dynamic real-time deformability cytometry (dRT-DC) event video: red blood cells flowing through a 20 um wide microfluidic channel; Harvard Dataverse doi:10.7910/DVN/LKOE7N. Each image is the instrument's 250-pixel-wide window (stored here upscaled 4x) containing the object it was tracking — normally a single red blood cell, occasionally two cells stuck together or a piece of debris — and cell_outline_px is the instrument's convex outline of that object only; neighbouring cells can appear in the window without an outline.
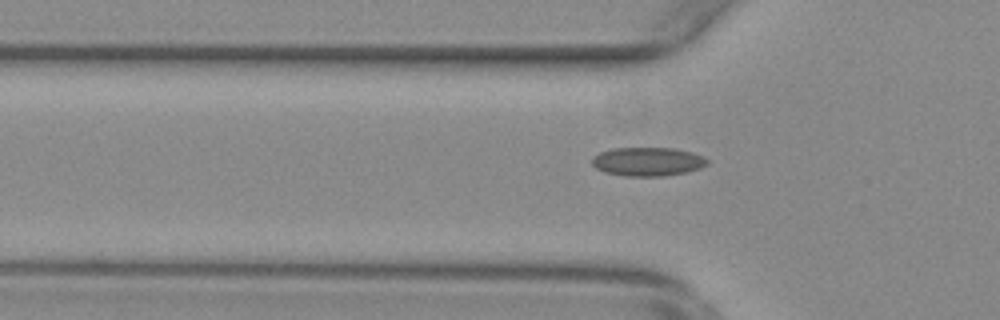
{"species": "common noctule bat (a hibernating species)", "species_latin": "Nyctalus noctula", "temperature_condition": "warm", "stored_images_in_passage": 51, "camera_frame_rate_fps": 3000, "um_per_image_px": 0.085, "animal": {"sex": "female", "body_mass_g": 29.2, "forearm_length_mm": 56.3}, "frame": {"image": 1, "passage_image": 14, "time_ms": 4.333, "image_size_px": [1000, 320], "cell_outline_px": [[708, 164], [700, 168], [688, 172], [664, 176], [624, 176], [604, 172], [596, 168], [592, 164], [592, 156], [600, 152], [612, 148], [676, 148], [692, 152], [708, 160]], "centroid_in_image_um": [55.04, 13.74], "position_along_channel_um": 70.8, "area_um2": 19.42}}
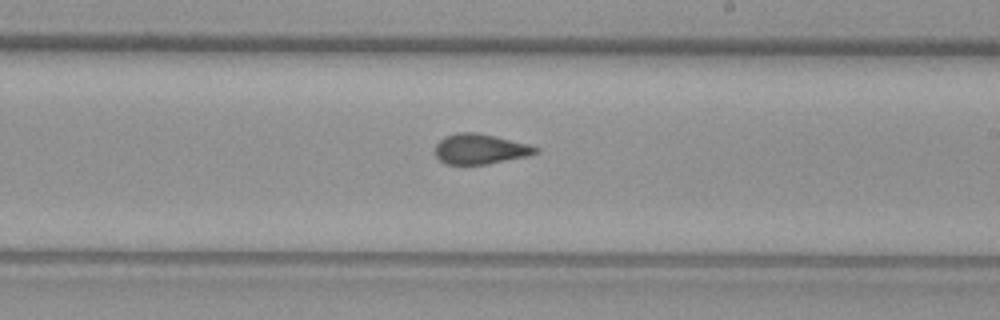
{"frame": {"image": 2, "passage_image": 28, "time_ms": 9.0, "image_size_px": [1000, 320], "cell_outline_px": [[540, 148], [536, 152], [524, 156], [488, 164], [444, 164], [436, 156], [436, 144], [444, 136], [456, 132], [476, 132], [496, 136], [528, 144]], "centroid_in_image_um": [40.77, 12.65], "position_along_channel_um": 248.2, "area_um2": 17.51}}
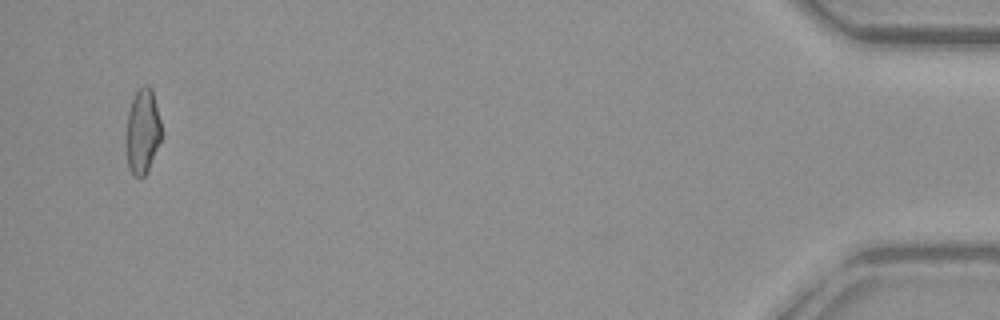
{"frame": {"image": 3, "passage_image": 49, "time_ms": 16.0, "image_size_px": [1000, 320], "cell_outline_px": [[160, 140], [148, 168], [144, 176], [140, 180], [132, 176], [128, 168], [128, 112], [132, 100], [136, 92], [144, 84], [148, 84], [152, 88], [160, 120]], "centroid_in_image_um": [12.13, 11.16], "position_along_channel_um": 423.1, "area_um2": 16.88}, "authors_computed_cell_mechanics": {"area_um2": 18.1492, "velocity_mm_per_s": 3.7842, "shape_relaxation_time_tau1_ms": null, "shape_relaxation_time_tau2_ms": 0.9211, "deformation_change_tau1": null, "deformation_change_tau2": 0.0843}}